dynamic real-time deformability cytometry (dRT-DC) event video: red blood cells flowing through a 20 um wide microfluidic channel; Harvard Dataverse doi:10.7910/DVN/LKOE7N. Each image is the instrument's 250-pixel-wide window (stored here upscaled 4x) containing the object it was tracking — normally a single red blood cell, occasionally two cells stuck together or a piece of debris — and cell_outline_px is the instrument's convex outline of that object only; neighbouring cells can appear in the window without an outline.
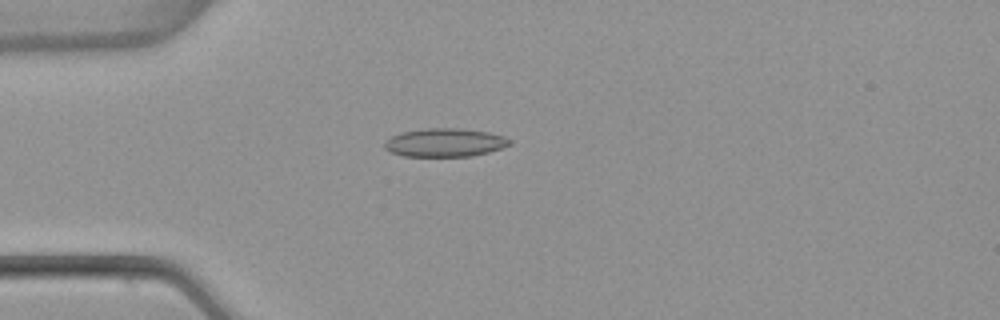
{"species": "common noctule bat (a hibernating species)", "species_latin": "Nyctalus noctula", "temperature_condition": "warm", "stored_images_in_passage": 3, "camera_frame_rate_fps": 3000, "um_per_image_px": 0.085, "animal": {"sex": "female", "body_mass_g": 22.7, "forearm_length_mm": 54.2}, "frame": {"image": 1, "passage_image": 3, "time_ms": 0.667, "image_size_px": [1000, 320], "cell_outline_px": [[512, 144], [488, 152], [472, 156], [404, 156], [392, 152], [384, 148], [384, 144], [392, 136], [400, 132], [428, 128], [464, 128], [488, 132], [504, 136], [512, 140]], "centroid_in_image_um": [37.85, 12.11], "position_along_channel_um": 47.2, "area_um2": 20.69}}